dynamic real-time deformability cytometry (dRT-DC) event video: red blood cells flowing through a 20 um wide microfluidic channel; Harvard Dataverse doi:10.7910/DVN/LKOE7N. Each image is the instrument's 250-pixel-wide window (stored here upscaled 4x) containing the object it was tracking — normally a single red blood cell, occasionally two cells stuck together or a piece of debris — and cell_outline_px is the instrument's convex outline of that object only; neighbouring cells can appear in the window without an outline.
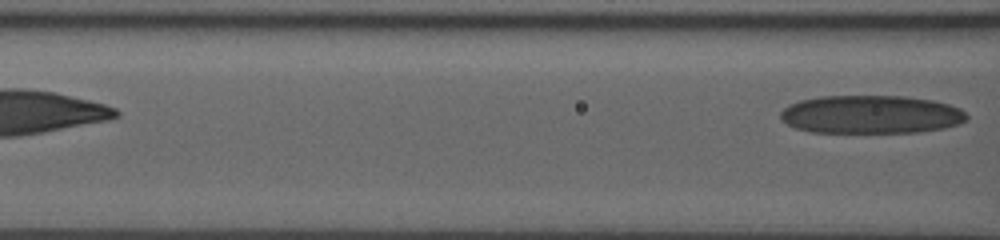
{"species": "human", "species_latin": "Homo sapiens", "temperature_condition": "room temperature", "stored_images_in_passage": 6, "segment_of_instrument_passage": [2, 2], "camera_frame_rate_fps": 3000, "um_per_image_px": 0.085, "donor": {"sex": "male"}, "frame": {"image": 1, "passage_image": 6, "time_ms": 4.0, "image_size_px": [1000, 240], "cell_outline_px": [[968, 116], [964, 120], [956, 124], [944, 128], [916, 132], [812, 132], [796, 128], [780, 120], [780, 112], [784, 108], [800, 100], [820, 96], [904, 96], [932, 100], [948, 104], [960, 108]], "centroid_in_image_um": [74.0, 9.72], "position_along_channel_um": 92.6, "area_um2": 41.33}}